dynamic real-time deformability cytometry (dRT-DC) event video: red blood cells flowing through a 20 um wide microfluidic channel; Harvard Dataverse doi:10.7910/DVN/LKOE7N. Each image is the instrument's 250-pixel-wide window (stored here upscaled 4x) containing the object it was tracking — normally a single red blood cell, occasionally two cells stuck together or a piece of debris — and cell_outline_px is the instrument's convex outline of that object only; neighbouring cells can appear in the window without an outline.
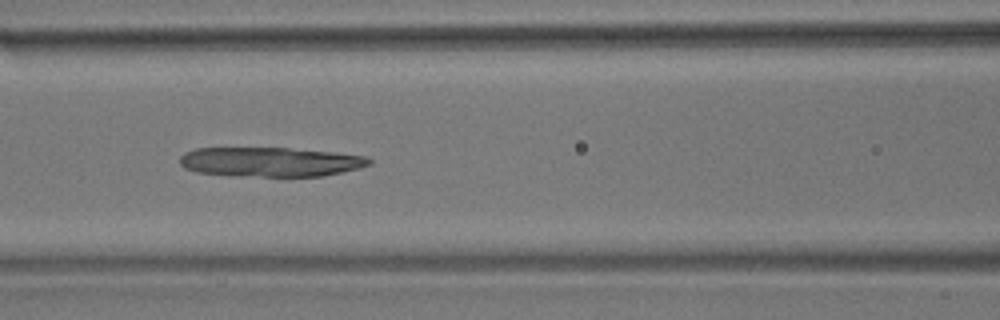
{"species": "common noctule bat (a hibernating species)", "species_latin": "Nyctalus noctula", "temperature_condition": "room temperature", "stored_images_in_passage": 54, "camera_frame_rate_fps": 3000, "um_per_image_px": 0.085, "animal": {"sex": "male", "body_mass_g": 17.9}, "frame": {"image": 1, "passage_image": 23, "time_ms": 7.333, "image_size_px": [1000, 320], "cell_outline_px": [[372, 164], [360, 168], [324, 176], [240, 176], [196, 172], [184, 168], [180, 164], [180, 156], [184, 152], [196, 148], [288, 148], [332, 152], [368, 156], [372, 160]], "centroid_in_image_um": [22.99, 13.76], "position_along_channel_um": 143.6, "area_um2": 32.66}}
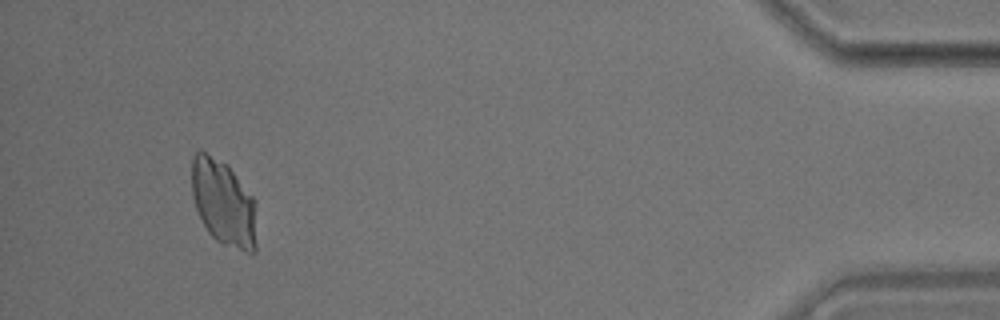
{"frame": {"image": 2, "passage_image": 51, "time_ms": 16.667, "image_size_px": [1000, 320], "cell_outline_px": [[256, 252], [244, 252], [224, 244], [216, 240], [208, 232], [196, 208], [192, 196], [192, 156], [200, 148], [228, 164], [252, 196], [256, 244]], "centroid_in_image_um": [18.96, 17.2], "position_along_channel_um": 416.2, "area_um2": 32.31}}